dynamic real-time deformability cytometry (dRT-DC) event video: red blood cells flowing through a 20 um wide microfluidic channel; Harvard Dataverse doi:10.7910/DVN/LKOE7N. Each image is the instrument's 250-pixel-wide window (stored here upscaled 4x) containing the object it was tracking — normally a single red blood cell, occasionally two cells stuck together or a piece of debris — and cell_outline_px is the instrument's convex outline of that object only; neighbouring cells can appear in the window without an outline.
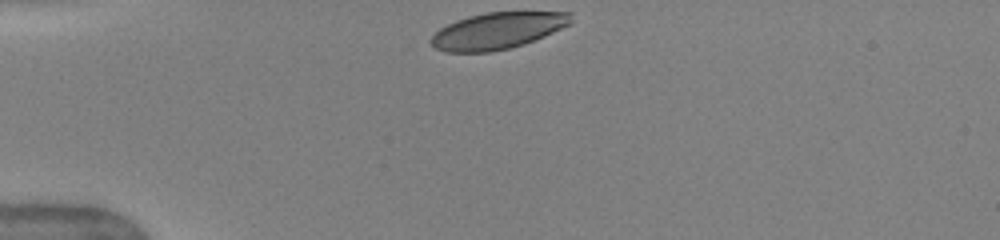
{"species": "human", "species_latin": "Homo sapiens", "temperature_condition": "warm", "stored_images_in_passage": 4, "camera_frame_rate_fps": 3000, "um_per_image_px": 0.085, "donor": {"sex": "female"}, "frame": {"image": 1, "passage_image": 1, "time_ms": 0.0, "image_size_px": [1000, 240], "cell_outline_px": [[572, 20], [568, 24], [544, 36], [524, 44], [508, 48], [488, 52], [448, 52], [436, 48], [428, 40], [440, 28], [456, 20], [468, 16], [488, 12], [572, 12]], "centroid_in_image_um": [42.26, 2.61], "position_along_channel_um": 42.7, "area_um2": 29.48}}